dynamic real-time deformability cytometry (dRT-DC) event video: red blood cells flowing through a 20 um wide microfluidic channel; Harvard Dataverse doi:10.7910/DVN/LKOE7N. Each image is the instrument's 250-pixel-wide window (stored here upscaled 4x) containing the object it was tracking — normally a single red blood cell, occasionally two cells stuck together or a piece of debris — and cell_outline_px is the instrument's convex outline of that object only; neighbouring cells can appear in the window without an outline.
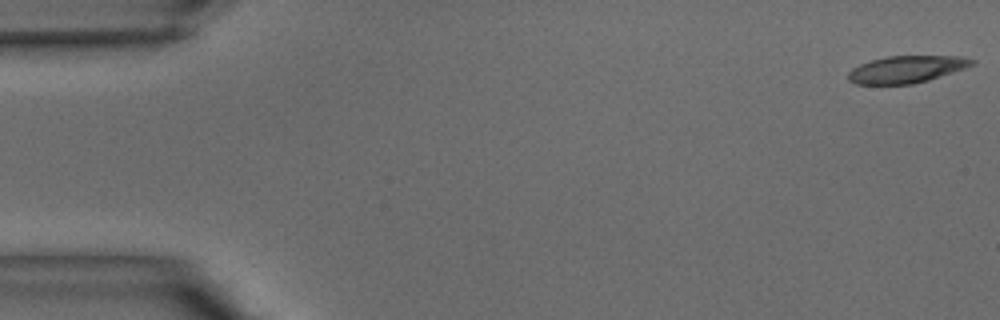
{"species": "common noctule bat (a hibernating species)", "species_latin": "Nyctalus noctula", "temperature_condition": "warm", "stored_images_in_passage": 40, "camera_frame_rate_fps": 3000, "um_per_image_px": 0.085, "animal": {"sex": "male", "body_mass_g": 15.6}, "frame": {"image": 1, "passage_image": 1, "time_ms": 0.0, "image_size_px": [1000, 320], "cell_outline_px": [[976, 64], [928, 80], [912, 84], [856, 84], [848, 80], [848, 72], [852, 68], [860, 64], [872, 60], [888, 56], [960, 56], [976, 60]], "centroid_in_image_um": [77.05, 5.89], "position_along_channel_um": 8.0, "area_um2": 19.42}}
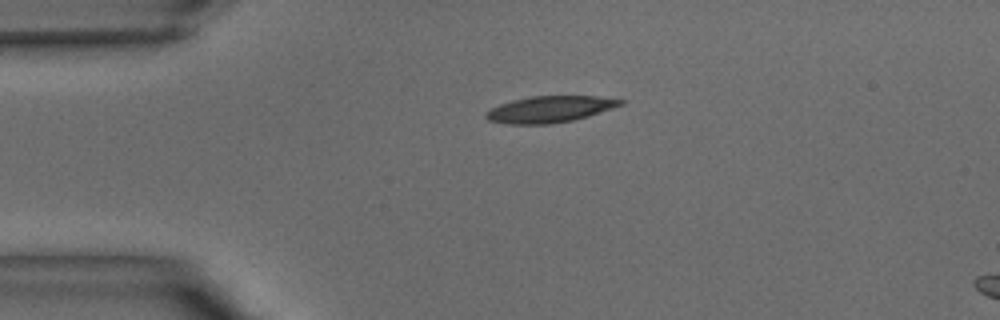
{"frame": {"image": 2, "passage_image": 9, "time_ms": 2.667, "image_size_px": [1000, 320], "cell_outline_px": [[624, 104], [588, 116], [572, 120], [548, 124], [508, 124], [488, 120], [484, 116], [484, 112], [500, 104], [512, 100], [532, 96], [596, 96], [624, 100]], "centroid_in_image_um": [46.7, 9.28], "position_along_channel_um": 38.3, "area_um2": 20.58}}
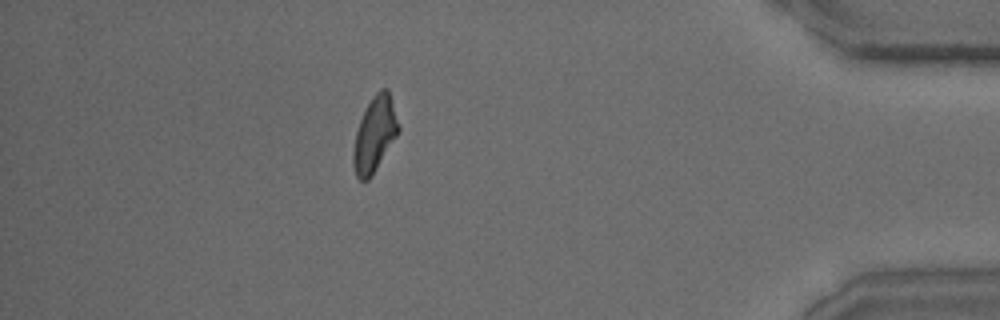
{"frame": {"image": 3, "passage_image": 35, "time_ms": 11.333, "image_size_px": [1000, 320], "cell_outline_px": [[400, 132], [368, 180], [360, 180], [356, 176], [352, 164], [352, 156], [356, 132], [364, 108], [372, 96], [380, 88], [388, 88], [400, 128]], "centroid_in_image_um": [31.84, 11.39], "position_along_channel_um": 403.4, "area_um2": 19.77}}